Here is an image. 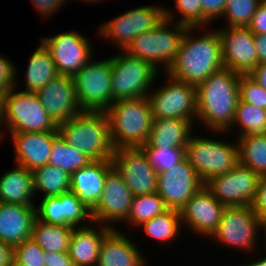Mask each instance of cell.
I'll return each instance as SVG.
<instances>
[{
  "label": "cell",
  "mask_w": 266,
  "mask_h": 266,
  "mask_svg": "<svg viewBox=\"0 0 266 266\" xmlns=\"http://www.w3.org/2000/svg\"><path fill=\"white\" fill-rule=\"evenodd\" d=\"M247 27L254 35L266 34V0L259 4Z\"/></svg>",
  "instance_id": "cell-46"
},
{
  "label": "cell",
  "mask_w": 266,
  "mask_h": 266,
  "mask_svg": "<svg viewBox=\"0 0 266 266\" xmlns=\"http://www.w3.org/2000/svg\"><path fill=\"white\" fill-rule=\"evenodd\" d=\"M113 168L111 160H92L71 174L70 191L91 211L99 202L107 173Z\"/></svg>",
  "instance_id": "cell-24"
},
{
  "label": "cell",
  "mask_w": 266,
  "mask_h": 266,
  "mask_svg": "<svg viewBox=\"0 0 266 266\" xmlns=\"http://www.w3.org/2000/svg\"><path fill=\"white\" fill-rule=\"evenodd\" d=\"M261 2L262 0H226L222 15L226 22L223 27H247Z\"/></svg>",
  "instance_id": "cell-38"
},
{
  "label": "cell",
  "mask_w": 266,
  "mask_h": 266,
  "mask_svg": "<svg viewBox=\"0 0 266 266\" xmlns=\"http://www.w3.org/2000/svg\"><path fill=\"white\" fill-rule=\"evenodd\" d=\"M65 141L91 160H111L115 148L104 111H83L58 125Z\"/></svg>",
  "instance_id": "cell-5"
},
{
  "label": "cell",
  "mask_w": 266,
  "mask_h": 266,
  "mask_svg": "<svg viewBox=\"0 0 266 266\" xmlns=\"http://www.w3.org/2000/svg\"><path fill=\"white\" fill-rule=\"evenodd\" d=\"M187 28L163 18L152 30L137 36L125 51L166 73L177 57Z\"/></svg>",
  "instance_id": "cell-6"
},
{
  "label": "cell",
  "mask_w": 266,
  "mask_h": 266,
  "mask_svg": "<svg viewBox=\"0 0 266 266\" xmlns=\"http://www.w3.org/2000/svg\"><path fill=\"white\" fill-rule=\"evenodd\" d=\"M14 264V246L0 241V266Z\"/></svg>",
  "instance_id": "cell-48"
},
{
  "label": "cell",
  "mask_w": 266,
  "mask_h": 266,
  "mask_svg": "<svg viewBox=\"0 0 266 266\" xmlns=\"http://www.w3.org/2000/svg\"><path fill=\"white\" fill-rule=\"evenodd\" d=\"M91 161L84 153L70 146L59 131L52 137V149L48 164L58 167L71 175Z\"/></svg>",
  "instance_id": "cell-34"
},
{
  "label": "cell",
  "mask_w": 266,
  "mask_h": 266,
  "mask_svg": "<svg viewBox=\"0 0 266 266\" xmlns=\"http://www.w3.org/2000/svg\"><path fill=\"white\" fill-rule=\"evenodd\" d=\"M40 18L44 21L51 19L54 15L59 13L60 7L67 3V0H30Z\"/></svg>",
  "instance_id": "cell-43"
},
{
  "label": "cell",
  "mask_w": 266,
  "mask_h": 266,
  "mask_svg": "<svg viewBox=\"0 0 266 266\" xmlns=\"http://www.w3.org/2000/svg\"><path fill=\"white\" fill-rule=\"evenodd\" d=\"M145 154L149 164L157 174L169 170L173 165L182 161L185 155V147H139Z\"/></svg>",
  "instance_id": "cell-39"
},
{
  "label": "cell",
  "mask_w": 266,
  "mask_h": 266,
  "mask_svg": "<svg viewBox=\"0 0 266 266\" xmlns=\"http://www.w3.org/2000/svg\"><path fill=\"white\" fill-rule=\"evenodd\" d=\"M45 266H75L68 252H44Z\"/></svg>",
  "instance_id": "cell-47"
},
{
  "label": "cell",
  "mask_w": 266,
  "mask_h": 266,
  "mask_svg": "<svg viewBox=\"0 0 266 266\" xmlns=\"http://www.w3.org/2000/svg\"><path fill=\"white\" fill-rule=\"evenodd\" d=\"M34 196L31 170L15 164L13 169L0 176V202L35 206Z\"/></svg>",
  "instance_id": "cell-27"
},
{
  "label": "cell",
  "mask_w": 266,
  "mask_h": 266,
  "mask_svg": "<svg viewBox=\"0 0 266 266\" xmlns=\"http://www.w3.org/2000/svg\"><path fill=\"white\" fill-rule=\"evenodd\" d=\"M35 206L0 202V241L16 246L31 238Z\"/></svg>",
  "instance_id": "cell-26"
},
{
  "label": "cell",
  "mask_w": 266,
  "mask_h": 266,
  "mask_svg": "<svg viewBox=\"0 0 266 266\" xmlns=\"http://www.w3.org/2000/svg\"><path fill=\"white\" fill-rule=\"evenodd\" d=\"M115 55V56H114ZM111 56V93L113 101L147 97L159 71L149 62L125 50Z\"/></svg>",
  "instance_id": "cell-7"
},
{
  "label": "cell",
  "mask_w": 266,
  "mask_h": 266,
  "mask_svg": "<svg viewBox=\"0 0 266 266\" xmlns=\"http://www.w3.org/2000/svg\"><path fill=\"white\" fill-rule=\"evenodd\" d=\"M83 111H106L113 103L111 93V56L91 59L73 77Z\"/></svg>",
  "instance_id": "cell-12"
},
{
  "label": "cell",
  "mask_w": 266,
  "mask_h": 266,
  "mask_svg": "<svg viewBox=\"0 0 266 266\" xmlns=\"http://www.w3.org/2000/svg\"><path fill=\"white\" fill-rule=\"evenodd\" d=\"M58 132H20L4 133L13 144L15 164L28 170L45 166L48 164L52 149V137Z\"/></svg>",
  "instance_id": "cell-22"
},
{
  "label": "cell",
  "mask_w": 266,
  "mask_h": 266,
  "mask_svg": "<svg viewBox=\"0 0 266 266\" xmlns=\"http://www.w3.org/2000/svg\"><path fill=\"white\" fill-rule=\"evenodd\" d=\"M86 36V37H85ZM80 31H64L40 37L49 50L59 75L73 77L94 57L92 43Z\"/></svg>",
  "instance_id": "cell-13"
},
{
  "label": "cell",
  "mask_w": 266,
  "mask_h": 266,
  "mask_svg": "<svg viewBox=\"0 0 266 266\" xmlns=\"http://www.w3.org/2000/svg\"><path fill=\"white\" fill-rule=\"evenodd\" d=\"M111 161L134 196L157 192V172L139 147L115 149Z\"/></svg>",
  "instance_id": "cell-16"
},
{
  "label": "cell",
  "mask_w": 266,
  "mask_h": 266,
  "mask_svg": "<svg viewBox=\"0 0 266 266\" xmlns=\"http://www.w3.org/2000/svg\"><path fill=\"white\" fill-rule=\"evenodd\" d=\"M112 228L91 222L74 228L68 254L75 266H97L104 237Z\"/></svg>",
  "instance_id": "cell-25"
},
{
  "label": "cell",
  "mask_w": 266,
  "mask_h": 266,
  "mask_svg": "<svg viewBox=\"0 0 266 266\" xmlns=\"http://www.w3.org/2000/svg\"><path fill=\"white\" fill-rule=\"evenodd\" d=\"M260 232L261 222L251 205L226 206L217 229L208 240H213L212 242L215 240V243L220 244L221 247L223 245L231 247L233 251L234 248L235 251L240 249V251H245L244 254L249 253L251 256L252 253L256 254L261 251L257 249L261 242Z\"/></svg>",
  "instance_id": "cell-8"
},
{
  "label": "cell",
  "mask_w": 266,
  "mask_h": 266,
  "mask_svg": "<svg viewBox=\"0 0 266 266\" xmlns=\"http://www.w3.org/2000/svg\"><path fill=\"white\" fill-rule=\"evenodd\" d=\"M163 18L164 5L161 3L130 8L98 25L97 38L112 41L117 50H126L137 36L152 30Z\"/></svg>",
  "instance_id": "cell-9"
},
{
  "label": "cell",
  "mask_w": 266,
  "mask_h": 266,
  "mask_svg": "<svg viewBox=\"0 0 266 266\" xmlns=\"http://www.w3.org/2000/svg\"><path fill=\"white\" fill-rule=\"evenodd\" d=\"M15 63L6 57L5 54H0V92L7 95L16 86L18 72Z\"/></svg>",
  "instance_id": "cell-42"
},
{
  "label": "cell",
  "mask_w": 266,
  "mask_h": 266,
  "mask_svg": "<svg viewBox=\"0 0 266 266\" xmlns=\"http://www.w3.org/2000/svg\"><path fill=\"white\" fill-rule=\"evenodd\" d=\"M261 232H262L261 233L262 234V236H261L262 237V239H261L262 242L260 244L262 246V251L261 252L266 253V252H264V251H266V219L261 222ZM262 243H263V245H262Z\"/></svg>",
  "instance_id": "cell-53"
},
{
  "label": "cell",
  "mask_w": 266,
  "mask_h": 266,
  "mask_svg": "<svg viewBox=\"0 0 266 266\" xmlns=\"http://www.w3.org/2000/svg\"><path fill=\"white\" fill-rule=\"evenodd\" d=\"M221 41L223 66L239 74H249L257 65L254 34L248 27H216Z\"/></svg>",
  "instance_id": "cell-18"
},
{
  "label": "cell",
  "mask_w": 266,
  "mask_h": 266,
  "mask_svg": "<svg viewBox=\"0 0 266 266\" xmlns=\"http://www.w3.org/2000/svg\"><path fill=\"white\" fill-rule=\"evenodd\" d=\"M18 81L6 95L4 133L58 130V125L47 114L36 92L20 90L22 83Z\"/></svg>",
  "instance_id": "cell-10"
},
{
  "label": "cell",
  "mask_w": 266,
  "mask_h": 266,
  "mask_svg": "<svg viewBox=\"0 0 266 266\" xmlns=\"http://www.w3.org/2000/svg\"><path fill=\"white\" fill-rule=\"evenodd\" d=\"M235 138L239 148V163L260 176H266V134Z\"/></svg>",
  "instance_id": "cell-35"
},
{
  "label": "cell",
  "mask_w": 266,
  "mask_h": 266,
  "mask_svg": "<svg viewBox=\"0 0 266 266\" xmlns=\"http://www.w3.org/2000/svg\"><path fill=\"white\" fill-rule=\"evenodd\" d=\"M258 64L266 62V34L254 35Z\"/></svg>",
  "instance_id": "cell-49"
},
{
  "label": "cell",
  "mask_w": 266,
  "mask_h": 266,
  "mask_svg": "<svg viewBox=\"0 0 266 266\" xmlns=\"http://www.w3.org/2000/svg\"><path fill=\"white\" fill-rule=\"evenodd\" d=\"M207 134H210L209 136L213 134L212 137L215 135L216 137L196 135L194 132L185 147L186 158L203 184L214 176L229 172L239 163V148L236 139L226 140L227 133L223 131H212V133L208 131ZM222 135H225L224 139L220 140Z\"/></svg>",
  "instance_id": "cell-4"
},
{
  "label": "cell",
  "mask_w": 266,
  "mask_h": 266,
  "mask_svg": "<svg viewBox=\"0 0 266 266\" xmlns=\"http://www.w3.org/2000/svg\"><path fill=\"white\" fill-rule=\"evenodd\" d=\"M260 177L238 163L229 172L212 177L204 186L225 206H245L253 203Z\"/></svg>",
  "instance_id": "cell-14"
},
{
  "label": "cell",
  "mask_w": 266,
  "mask_h": 266,
  "mask_svg": "<svg viewBox=\"0 0 266 266\" xmlns=\"http://www.w3.org/2000/svg\"><path fill=\"white\" fill-rule=\"evenodd\" d=\"M174 10L164 6V18L187 27H209L212 24L202 15L201 0H174ZM178 13V14H177ZM180 16L179 18L176 16ZM178 18V19H176Z\"/></svg>",
  "instance_id": "cell-37"
},
{
  "label": "cell",
  "mask_w": 266,
  "mask_h": 266,
  "mask_svg": "<svg viewBox=\"0 0 266 266\" xmlns=\"http://www.w3.org/2000/svg\"><path fill=\"white\" fill-rule=\"evenodd\" d=\"M239 73L223 67L196 86L197 117L208 131L227 132L234 120L239 96Z\"/></svg>",
  "instance_id": "cell-2"
},
{
  "label": "cell",
  "mask_w": 266,
  "mask_h": 266,
  "mask_svg": "<svg viewBox=\"0 0 266 266\" xmlns=\"http://www.w3.org/2000/svg\"><path fill=\"white\" fill-rule=\"evenodd\" d=\"M38 42H40L39 46L34 49L27 61L24 91L37 92L48 82L60 76L49 50L41 41Z\"/></svg>",
  "instance_id": "cell-29"
},
{
  "label": "cell",
  "mask_w": 266,
  "mask_h": 266,
  "mask_svg": "<svg viewBox=\"0 0 266 266\" xmlns=\"http://www.w3.org/2000/svg\"><path fill=\"white\" fill-rule=\"evenodd\" d=\"M12 266H22V265H19V264L14 262V264Z\"/></svg>",
  "instance_id": "cell-55"
},
{
  "label": "cell",
  "mask_w": 266,
  "mask_h": 266,
  "mask_svg": "<svg viewBox=\"0 0 266 266\" xmlns=\"http://www.w3.org/2000/svg\"><path fill=\"white\" fill-rule=\"evenodd\" d=\"M203 186L186 157L169 170L157 174V193L168 209L180 211Z\"/></svg>",
  "instance_id": "cell-17"
},
{
  "label": "cell",
  "mask_w": 266,
  "mask_h": 266,
  "mask_svg": "<svg viewBox=\"0 0 266 266\" xmlns=\"http://www.w3.org/2000/svg\"><path fill=\"white\" fill-rule=\"evenodd\" d=\"M263 255L260 256V254H257V256H259V257H256V255L252 254V256H251L252 258H250V259H253V260L246 259L245 262L240 261L241 263L242 262L243 263L242 264L237 263L236 266H266V253H263ZM253 256H255V258ZM246 261H247V263H246ZM238 264H240V265H238Z\"/></svg>",
  "instance_id": "cell-52"
},
{
  "label": "cell",
  "mask_w": 266,
  "mask_h": 266,
  "mask_svg": "<svg viewBox=\"0 0 266 266\" xmlns=\"http://www.w3.org/2000/svg\"><path fill=\"white\" fill-rule=\"evenodd\" d=\"M199 31L202 32L201 35L198 34ZM223 67L217 29L212 30L211 26L188 27L177 57L166 73L179 81L197 86Z\"/></svg>",
  "instance_id": "cell-1"
},
{
  "label": "cell",
  "mask_w": 266,
  "mask_h": 266,
  "mask_svg": "<svg viewBox=\"0 0 266 266\" xmlns=\"http://www.w3.org/2000/svg\"><path fill=\"white\" fill-rule=\"evenodd\" d=\"M249 75L266 90V62L258 64Z\"/></svg>",
  "instance_id": "cell-50"
},
{
  "label": "cell",
  "mask_w": 266,
  "mask_h": 266,
  "mask_svg": "<svg viewBox=\"0 0 266 266\" xmlns=\"http://www.w3.org/2000/svg\"><path fill=\"white\" fill-rule=\"evenodd\" d=\"M225 207L203 186L180 210L182 227L208 239L217 229Z\"/></svg>",
  "instance_id": "cell-19"
},
{
  "label": "cell",
  "mask_w": 266,
  "mask_h": 266,
  "mask_svg": "<svg viewBox=\"0 0 266 266\" xmlns=\"http://www.w3.org/2000/svg\"><path fill=\"white\" fill-rule=\"evenodd\" d=\"M74 226L51 225L35 219L31 238L44 252H68Z\"/></svg>",
  "instance_id": "cell-32"
},
{
  "label": "cell",
  "mask_w": 266,
  "mask_h": 266,
  "mask_svg": "<svg viewBox=\"0 0 266 266\" xmlns=\"http://www.w3.org/2000/svg\"><path fill=\"white\" fill-rule=\"evenodd\" d=\"M201 4L202 15L213 24V20L215 22L217 18H222L226 0H201Z\"/></svg>",
  "instance_id": "cell-45"
},
{
  "label": "cell",
  "mask_w": 266,
  "mask_h": 266,
  "mask_svg": "<svg viewBox=\"0 0 266 266\" xmlns=\"http://www.w3.org/2000/svg\"><path fill=\"white\" fill-rule=\"evenodd\" d=\"M5 108H6V95L0 92V140L4 139V125H5Z\"/></svg>",
  "instance_id": "cell-51"
},
{
  "label": "cell",
  "mask_w": 266,
  "mask_h": 266,
  "mask_svg": "<svg viewBox=\"0 0 266 266\" xmlns=\"http://www.w3.org/2000/svg\"><path fill=\"white\" fill-rule=\"evenodd\" d=\"M167 209L164 200L157 192L134 196L128 218L123 223L138 228Z\"/></svg>",
  "instance_id": "cell-36"
},
{
  "label": "cell",
  "mask_w": 266,
  "mask_h": 266,
  "mask_svg": "<svg viewBox=\"0 0 266 266\" xmlns=\"http://www.w3.org/2000/svg\"><path fill=\"white\" fill-rule=\"evenodd\" d=\"M239 96L242 102L266 109V90L249 74L240 75Z\"/></svg>",
  "instance_id": "cell-41"
},
{
  "label": "cell",
  "mask_w": 266,
  "mask_h": 266,
  "mask_svg": "<svg viewBox=\"0 0 266 266\" xmlns=\"http://www.w3.org/2000/svg\"><path fill=\"white\" fill-rule=\"evenodd\" d=\"M137 229H141L143 233H146V239L150 237L149 239L153 241H159L158 244L160 242L162 244L163 242L164 244L174 242L182 234V230H184L180 211L174 209H167L165 212L143 223Z\"/></svg>",
  "instance_id": "cell-30"
},
{
  "label": "cell",
  "mask_w": 266,
  "mask_h": 266,
  "mask_svg": "<svg viewBox=\"0 0 266 266\" xmlns=\"http://www.w3.org/2000/svg\"><path fill=\"white\" fill-rule=\"evenodd\" d=\"M165 74V82L158 87L154 83L148 94L152 119H187L196 121V86L179 81ZM154 86L156 88H154Z\"/></svg>",
  "instance_id": "cell-11"
},
{
  "label": "cell",
  "mask_w": 266,
  "mask_h": 266,
  "mask_svg": "<svg viewBox=\"0 0 266 266\" xmlns=\"http://www.w3.org/2000/svg\"><path fill=\"white\" fill-rule=\"evenodd\" d=\"M32 174L36 196H59L70 191L71 175L58 167L47 164L34 169Z\"/></svg>",
  "instance_id": "cell-31"
},
{
  "label": "cell",
  "mask_w": 266,
  "mask_h": 266,
  "mask_svg": "<svg viewBox=\"0 0 266 266\" xmlns=\"http://www.w3.org/2000/svg\"><path fill=\"white\" fill-rule=\"evenodd\" d=\"M105 113L115 149L147 143L153 122L148 96L114 101Z\"/></svg>",
  "instance_id": "cell-3"
},
{
  "label": "cell",
  "mask_w": 266,
  "mask_h": 266,
  "mask_svg": "<svg viewBox=\"0 0 266 266\" xmlns=\"http://www.w3.org/2000/svg\"><path fill=\"white\" fill-rule=\"evenodd\" d=\"M35 208L36 219L46 224L79 227L92 222L91 211L71 191L41 198Z\"/></svg>",
  "instance_id": "cell-20"
},
{
  "label": "cell",
  "mask_w": 266,
  "mask_h": 266,
  "mask_svg": "<svg viewBox=\"0 0 266 266\" xmlns=\"http://www.w3.org/2000/svg\"><path fill=\"white\" fill-rule=\"evenodd\" d=\"M194 123L187 119H155L147 143L140 147H186L194 132Z\"/></svg>",
  "instance_id": "cell-28"
},
{
  "label": "cell",
  "mask_w": 266,
  "mask_h": 266,
  "mask_svg": "<svg viewBox=\"0 0 266 266\" xmlns=\"http://www.w3.org/2000/svg\"><path fill=\"white\" fill-rule=\"evenodd\" d=\"M251 206L260 222L266 219V176L260 177L258 189Z\"/></svg>",
  "instance_id": "cell-44"
},
{
  "label": "cell",
  "mask_w": 266,
  "mask_h": 266,
  "mask_svg": "<svg viewBox=\"0 0 266 266\" xmlns=\"http://www.w3.org/2000/svg\"><path fill=\"white\" fill-rule=\"evenodd\" d=\"M41 105L57 124L83 112L72 77L60 75L36 92Z\"/></svg>",
  "instance_id": "cell-21"
},
{
  "label": "cell",
  "mask_w": 266,
  "mask_h": 266,
  "mask_svg": "<svg viewBox=\"0 0 266 266\" xmlns=\"http://www.w3.org/2000/svg\"><path fill=\"white\" fill-rule=\"evenodd\" d=\"M120 229H112L104 237L97 266H149L146 253L140 251L136 241Z\"/></svg>",
  "instance_id": "cell-23"
},
{
  "label": "cell",
  "mask_w": 266,
  "mask_h": 266,
  "mask_svg": "<svg viewBox=\"0 0 266 266\" xmlns=\"http://www.w3.org/2000/svg\"><path fill=\"white\" fill-rule=\"evenodd\" d=\"M104 1L106 2V0H81V2H83V3L86 2V4L87 3H89V4H94V3L98 4L99 3L100 4V3H103Z\"/></svg>",
  "instance_id": "cell-54"
},
{
  "label": "cell",
  "mask_w": 266,
  "mask_h": 266,
  "mask_svg": "<svg viewBox=\"0 0 266 266\" xmlns=\"http://www.w3.org/2000/svg\"><path fill=\"white\" fill-rule=\"evenodd\" d=\"M133 197V193L113 167L107 173L98 204L91 210L92 222L118 229L117 223L123 224L128 218Z\"/></svg>",
  "instance_id": "cell-15"
},
{
  "label": "cell",
  "mask_w": 266,
  "mask_h": 266,
  "mask_svg": "<svg viewBox=\"0 0 266 266\" xmlns=\"http://www.w3.org/2000/svg\"><path fill=\"white\" fill-rule=\"evenodd\" d=\"M14 262L22 266H45L44 250L33 238L14 246Z\"/></svg>",
  "instance_id": "cell-40"
},
{
  "label": "cell",
  "mask_w": 266,
  "mask_h": 266,
  "mask_svg": "<svg viewBox=\"0 0 266 266\" xmlns=\"http://www.w3.org/2000/svg\"><path fill=\"white\" fill-rule=\"evenodd\" d=\"M237 133V136H254L266 134V109L242 102L236 106L235 116L231 128L226 132Z\"/></svg>",
  "instance_id": "cell-33"
}]
</instances>
